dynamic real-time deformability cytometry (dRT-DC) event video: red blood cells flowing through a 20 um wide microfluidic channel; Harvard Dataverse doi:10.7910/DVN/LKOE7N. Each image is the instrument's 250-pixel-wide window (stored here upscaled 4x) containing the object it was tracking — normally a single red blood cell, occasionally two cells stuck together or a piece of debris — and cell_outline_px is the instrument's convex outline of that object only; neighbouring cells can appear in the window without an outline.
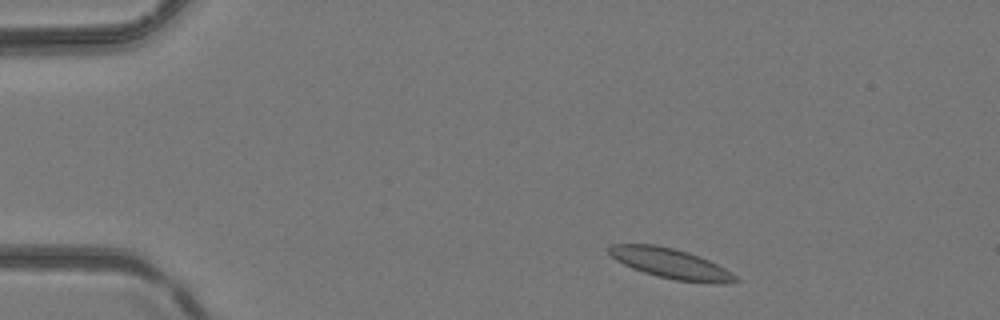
{"species": "common noctule bat (a hibernating species)", "species_latin": "Nyctalus noctula", "temperature_condition": "room temperature", "stored_images_in_passage": 3, "camera_frame_rate_fps": 3000, "um_per_image_px": 0.085, "animal": {"sex": "female", "body_mass_g": 24.6, "forearm_length_mm": 56.2}, "frame": {"image": 1, "passage_image": 1, "time_ms": 0.0, "image_size_px": [1000, 320], "cell_outline_px": [[740, 280], [676, 280], [644, 272], [632, 268], [616, 260], [608, 252], [608, 248], [612, 244], [652, 244], [672, 248], [688, 252], [700, 256], [724, 268], [736, 276]], "centroid_in_image_um": [56.85, 22.32], "position_along_channel_um": 28.2, "area_um2": 20.87}}